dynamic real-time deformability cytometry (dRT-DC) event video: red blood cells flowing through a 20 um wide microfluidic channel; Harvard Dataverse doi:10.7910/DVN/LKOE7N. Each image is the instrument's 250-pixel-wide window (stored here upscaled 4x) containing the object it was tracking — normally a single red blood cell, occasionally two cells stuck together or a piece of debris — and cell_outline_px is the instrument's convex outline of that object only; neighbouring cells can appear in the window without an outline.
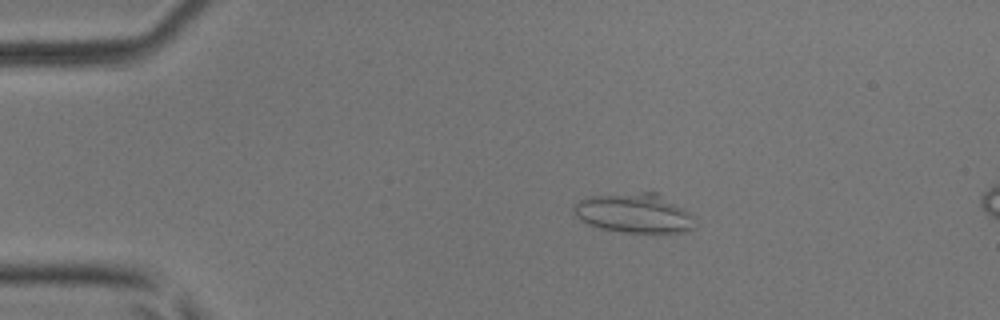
{"species": "common noctule bat (a hibernating species)", "species_latin": "Nyctalus noctula", "temperature_condition": "room temperature", "stored_images_in_passage": 5, "camera_frame_rate_fps": 3000, "um_per_image_px": 0.085, "animal": {"sex": "male", "body_mass_g": 17.9, "forearm_length_mm": 54.2}, "frame": {"image": 1, "passage_image": 3, "time_ms": 0.667, "image_size_px": [1000, 320], "cell_outline_px": [[692, 228], [684, 232], [620, 232], [600, 228], [588, 224], [580, 220], [572, 212], [572, 204], [588, 196], [644, 192], [660, 192], [684, 208], [692, 216]], "centroid_in_image_um": [53.86, 18.1], "position_along_channel_um": 31.1, "area_um2": 27.98}}